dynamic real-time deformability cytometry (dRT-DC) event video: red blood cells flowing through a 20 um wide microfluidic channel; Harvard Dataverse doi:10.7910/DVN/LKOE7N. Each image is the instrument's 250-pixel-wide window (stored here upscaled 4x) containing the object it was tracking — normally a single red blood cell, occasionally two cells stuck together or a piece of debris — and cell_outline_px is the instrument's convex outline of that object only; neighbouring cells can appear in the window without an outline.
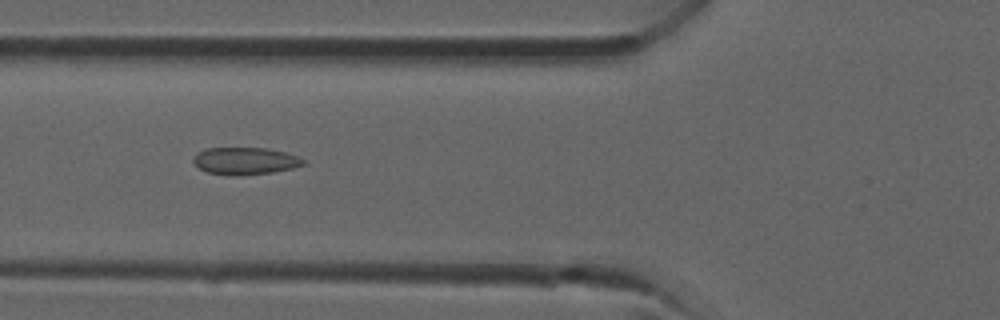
{"species": "common noctule bat (a hibernating species)", "species_latin": "Nyctalus noctula", "temperature_condition": "room temperature", "stored_images_in_passage": 35, "camera_frame_rate_fps": 3000, "um_per_image_px": 0.085, "animal": {"sex": "male", "forearm_length_mm": 52.5}, "frame": {"image": 1, "passage_image": 13, "time_ms": 4.0, "image_size_px": [1000, 320], "cell_outline_px": [[308, 160], [304, 164], [292, 168], [272, 172], [236, 176], [228, 176], [208, 172], [200, 168], [192, 160], [200, 152], [208, 148], [268, 148], [284, 152]], "centroid_in_image_um": [20.87, 13.69], "position_along_channel_um": 104.9, "area_um2": 17.28}}
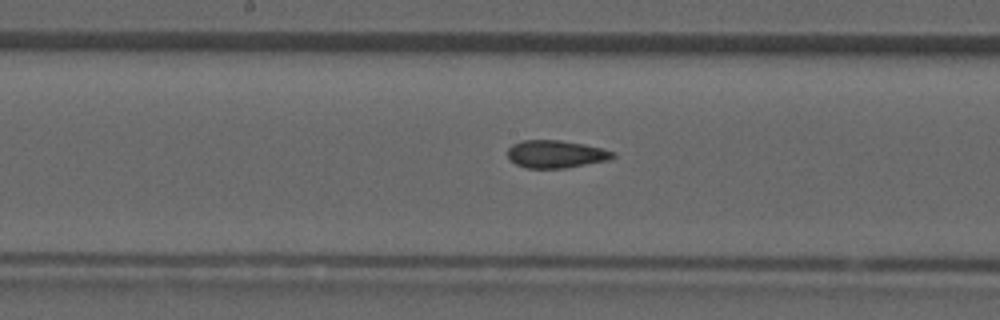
{"frame": {"image": 2, "passage_image": 18, "time_ms": 5.667, "image_size_px": [1000, 320], "cell_outline_px": [[616, 156], [608, 160], [564, 168], [528, 168], [516, 164], [508, 156], [508, 148], [512, 144], [520, 140], [560, 140], [584, 144], [604, 148], [616, 152]], "centroid_in_image_um": [47.27, 13.08], "position_along_channel_um": 200.9, "area_um2": 16.99}}
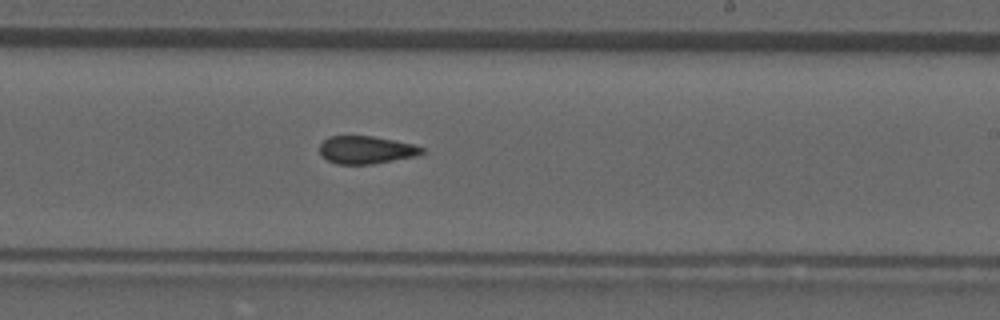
{"frame": {"image": 3, "passage_image": 21, "time_ms": 6.667, "image_size_px": [1000, 320], "cell_outline_px": [[424, 152], [420, 156], [372, 164], [336, 164], [328, 160], [320, 152], [320, 144], [328, 136], [372, 136], [412, 144], [424, 148]], "centroid_in_image_um": [31.15, 12.75], "position_along_channel_um": 257.8, "area_um2": 16.53}}